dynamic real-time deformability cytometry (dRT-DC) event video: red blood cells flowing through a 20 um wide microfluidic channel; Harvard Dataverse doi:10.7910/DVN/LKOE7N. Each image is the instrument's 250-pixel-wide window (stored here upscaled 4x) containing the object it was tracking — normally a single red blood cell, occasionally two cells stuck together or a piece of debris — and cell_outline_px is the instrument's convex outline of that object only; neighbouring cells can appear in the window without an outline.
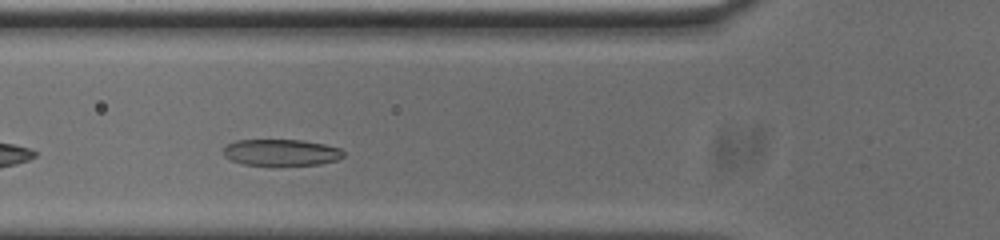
{"species": "common noctule bat (a hibernating species)", "species_latin": "Nyctalus noctula", "temperature_condition": "cold", "stored_images_in_passage": 31, "camera_frame_rate_fps": 3000, "um_per_image_px": 0.085, "animal": {"sex": "male", "body_mass_g": 20.0, "forearm_length_mm": 53.3}, "frame": {"image": 1, "passage_image": 7, "time_ms": 2.0, "image_size_px": [1000, 240], "cell_outline_px": [[344, 156], [336, 160], [320, 164], [272, 168], [244, 164], [232, 160], [224, 156], [224, 148], [228, 144], [236, 140], [304, 140], [324, 144], [340, 148], [344, 152]], "centroid_in_image_um": [23.91, 13.0], "position_along_channel_um": 101.9, "area_um2": 19.25}}
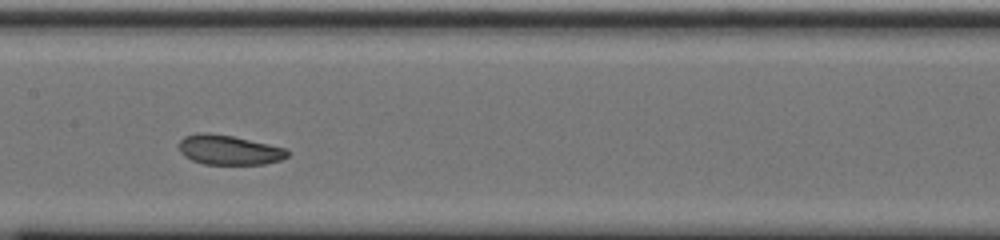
{"frame": {"image": 2, "passage_image": 14, "time_ms": 4.333, "image_size_px": [1000, 240], "cell_outline_px": [[288, 156], [280, 160], [264, 164], [204, 164], [192, 160], [184, 156], [180, 152], [180, 140], [184, 136], [200, 132], [208, 132], [232, 136], [268, 144], [284, 148], [288, 152]], "centroid_in_image_um": [19.43, 12.74], "position_along_channel_um": 188.0, "area_um2": 18.61}}
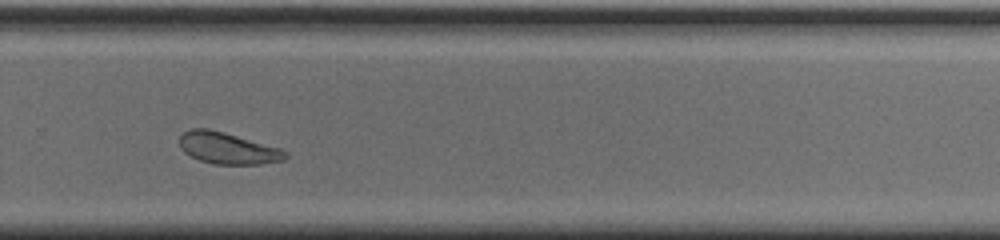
{"frame": {"image": 3, "passage_image": 24, "time_ms": 7.667, "image_size_px": [1000, 240], "cell_outline_px": [[288, 156], [284, 160], [260, 164], [216, 164], [200, 160], [184, 152], [180, 148], [180, 136], [188, 128], [208, 128], [224, 132], [280, 148], [288, 152]], "centroid_in_image_um": [19.36, 12.59], "position_along_channel_um": 310.4, "area_um2": 19.42}, "authors_computed_cell_mechanics": {"area_um2": 19.3052, "velocity_mm_per_s": 3.6886, "shape_relaxation_time_tau1_ms": 3.6762, "shape_relaxation_time_tau2_ms": 2.3922, "deformation_change_tau1": 0.1135, "deformation_change_tau2": 0.072}}